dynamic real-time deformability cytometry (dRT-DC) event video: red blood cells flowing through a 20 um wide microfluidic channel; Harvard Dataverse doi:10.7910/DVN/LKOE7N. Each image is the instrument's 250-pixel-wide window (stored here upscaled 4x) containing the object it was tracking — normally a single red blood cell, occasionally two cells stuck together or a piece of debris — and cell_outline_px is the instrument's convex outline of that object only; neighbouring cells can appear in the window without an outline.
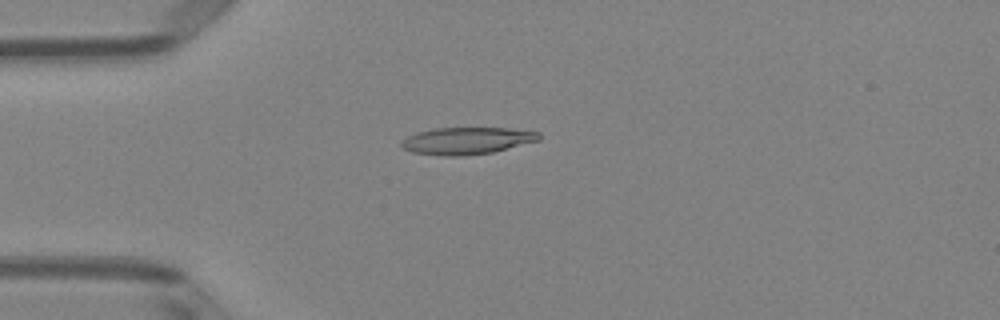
{"species": "Egyptian fruit bat (a non-hibernating species)", "species_latin": "Rousettus aegyptiacus", "temperature_condition": "room temperature", "stored_images_in_passage": 38, "camera_frame_rate_fps": 3000, "um_per_image_px": 0.085, "animal": {"sex": "female"}, "frame": {"image": 1, "passage_image": 1, "time_ms": 0.0, "image_size_px": [1000, 320], "cell_outline_px": [[540, 140], [492, 152], [464, 156], [444, 156], [412, 152], [404, 148], [400, 144], [408, 136], [416, 132], [432, 128], [508, 128], [540, 132]], "centroid_in_image_um": [39.68, 11.96], "position_along_channel_um": 45.3, "area_um2": 21.62}}
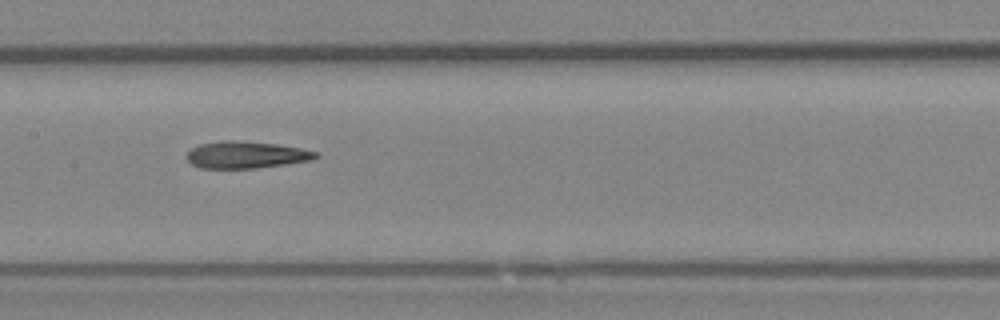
{"frame": {"image": 2, "passage_image": 13, "time_ms": 4.0, "image_size_px": [1000, 320], "cell_outline_px": [[320, 156], [312, 160], [256, 168], [200, 168], [192, 164], [184, 156], [192, 148], [200, 144], [220, 140], [236, 140], [276, 144], [300, 148], [320, 152]], "centroid_in_image_um": [20.92, 13.15], "position_along_channel_um": 186.5, "area_um2": 20.35}}
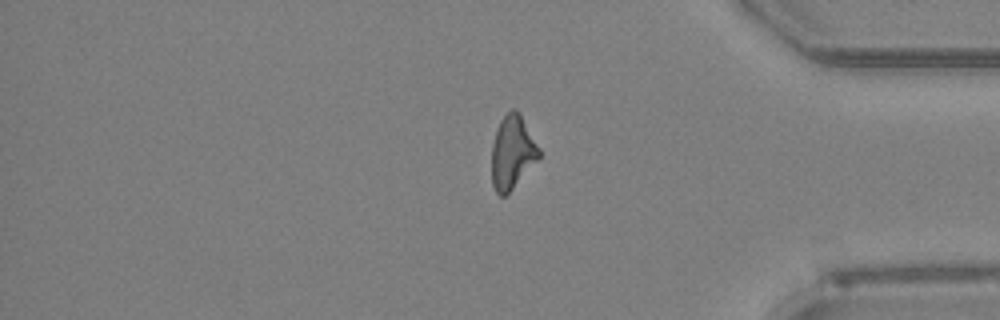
{"frame": {"image": 3, "passage_image": 30, "time_ms": 9.667, "image_size_px": [1000, 320], "cell_outline_px": [[540, 156], [512, 188], [504, 196], [500, 196], [496, 192], [492, 184], [492, 144], [500, 120], [512, 108], [516, 108], [520, 112], [540, 148]], "centroid_in_image_um": [43.54, 12.9], "position_along_channel_um": 391.7, "area_um2": 20.0}, "authors_computed_cell_mechanics": {"area_um2": 20.3745, "velocity_mm_per_s": 4.0021, "shape_relaxation_time_tau1_ms": null, "shape_relaxation_time_tau2_ms": 4.2241, "deformation_change_tau1": null, "deformation_change_tau2": 0.1658}}